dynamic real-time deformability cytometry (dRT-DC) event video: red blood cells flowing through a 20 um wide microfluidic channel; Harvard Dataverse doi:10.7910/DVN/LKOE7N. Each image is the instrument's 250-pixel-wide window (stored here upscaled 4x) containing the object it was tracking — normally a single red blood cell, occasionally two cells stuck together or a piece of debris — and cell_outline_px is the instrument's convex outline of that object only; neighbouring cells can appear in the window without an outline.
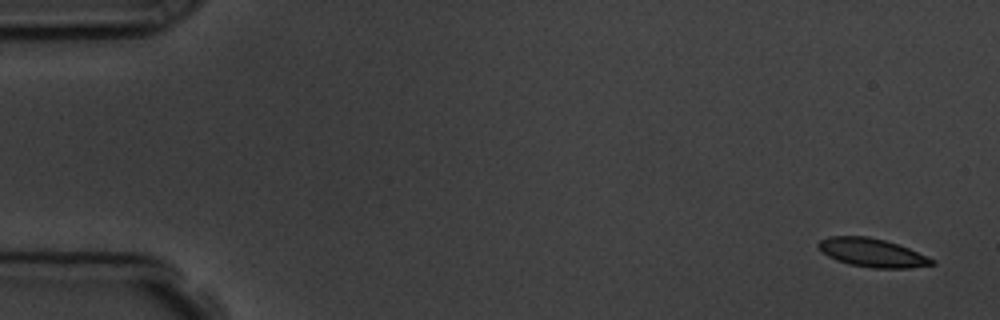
{"species": "common noctule bat (a hibernating species)", "species_latin": "Nyctalus noctula", "temperature_condition": "room temperature", "stored_images_in_passage": 6, "segment_of_instrument_passage": [1, 2], "camera_frame_rate_fps": 3000, "um_per_image_px": 0.085, "animal": {"sex": "male", "body_mass_g": 19.5, "forearm_length_mm": 54.6}, "frame": {"image": 1, "passage_image": 1, "time_ms": 0.0, "image_size_px": [1000, 320], "cell_outline_px": [[936, 264], [908, 268], [872, 268], [848, 264], [836, 260], [828, 256], [816, 244], [820, 240], [828, 236], [868, 236], [884, 240], [908, 248], [936, 260]], "centroid_in_image_um": [74.13, 21.48], "position_along_channel_um": 10.9, "area_um2": 18.79}}
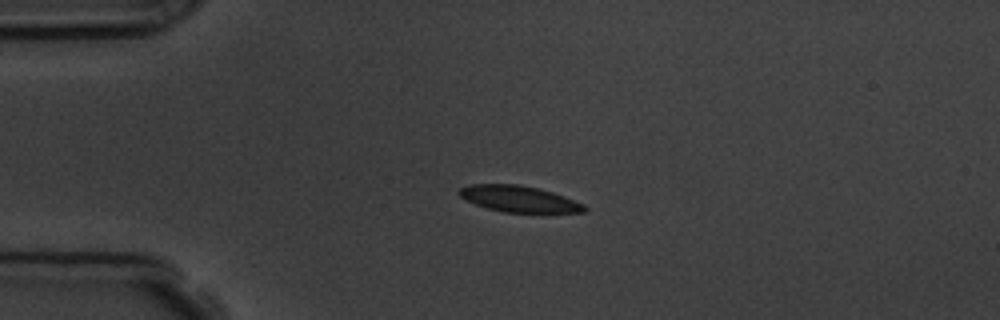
{"frame": {"image": 2, "passage_image": 4, "time_ms": 3.667, "image_size_px": [1000, 320], "cell_outline_px": [[588, 208], [584, 212], [504, 212], [488, 208], [476, 204], [460, 196], [456, 192], [460, 188], [472, 184], [520, 184], [552, 192], [564, 196], [584, 204]], "centroid_in_image_um": [44.11, 16.9], "position_along_channel_um": 40.9, "area_um2": 18.9}}